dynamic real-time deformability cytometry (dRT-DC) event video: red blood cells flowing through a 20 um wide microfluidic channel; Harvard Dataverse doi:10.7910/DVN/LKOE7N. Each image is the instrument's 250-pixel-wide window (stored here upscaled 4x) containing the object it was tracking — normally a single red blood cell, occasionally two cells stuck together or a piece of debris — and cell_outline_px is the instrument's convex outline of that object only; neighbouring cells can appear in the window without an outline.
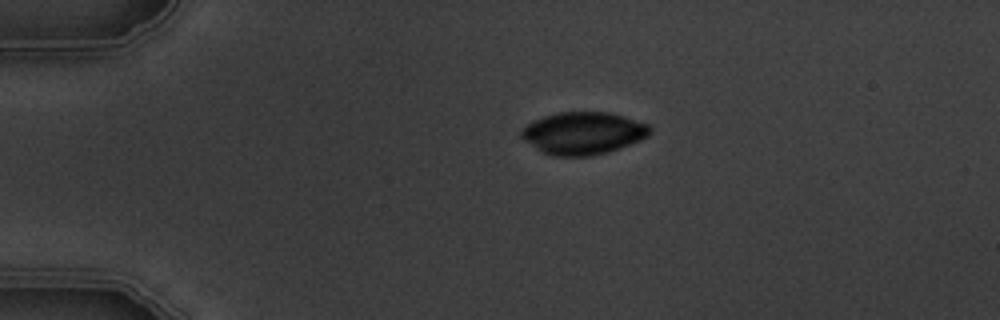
{"species": "common noctule bat (a hibernating species)", "species_latin": "Nyctalus noctula", "temperature_condition": "warm", "stored_images_in_passage": 3, "camera_frame_rate_fps": 3000, "um_per_image_px": 0.085, "animal": {"sex": "male", "body_mass_g": 19.5, "forearm_length_mm": 54.6}, "frame": {"image": 1, "passage_image": 1, "time_ms": 0.0, "image_size_px": [1000, 320], "cell_outline_px": [[652, 132], [648, 136], [640, 140], [608, 152], [592, 156], [552, 156], [536, 148], [524, 140], [520, 136], [520, 132], [532, 120], [556, 112], [612, 112], [648, 124], [652, 128]], "centroid_in_image_um": [49.58, 11.31], "position_along_channel_um": 35.4, "area_um2": 31.85}}